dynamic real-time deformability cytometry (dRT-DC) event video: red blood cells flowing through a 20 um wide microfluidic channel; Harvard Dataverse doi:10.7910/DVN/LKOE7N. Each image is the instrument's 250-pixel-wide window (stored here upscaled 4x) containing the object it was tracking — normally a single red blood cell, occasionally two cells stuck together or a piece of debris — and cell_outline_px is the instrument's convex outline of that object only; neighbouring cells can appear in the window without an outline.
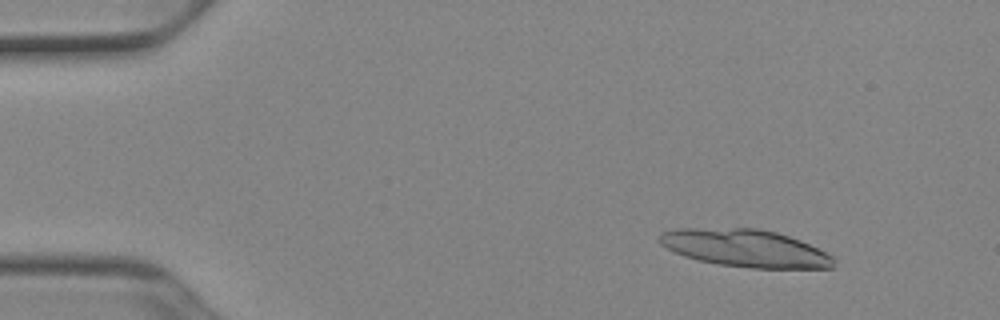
{"species": "Egyptian fruit bat (a non-hibernating species)", "species_latin": "Rousettus aegyptiacus", "temperature_condition": "cold", "stored_images_in_passage": 23, "camera_frame_rate_fps": 3000, "um_per_image_px": 0.085, "animal": {"sex": "female"}, "frame": {"image": 1, "passage_image": 6, "time_ms": 1.667, "image_size_px": [1000, 320], "cell_outline_px": [[836, 260], [832, 268], [752, 268], [720, 264], [700, 260], [684, 256], [660, 244], [660, 232], [676, 228], [760, 228], [776, 232], [800, 240], [832, 256]], "centroid_in_image_um": [63.34, 21.09], "position_along_channel_um": 21.7, "area_um2": 37.8}}